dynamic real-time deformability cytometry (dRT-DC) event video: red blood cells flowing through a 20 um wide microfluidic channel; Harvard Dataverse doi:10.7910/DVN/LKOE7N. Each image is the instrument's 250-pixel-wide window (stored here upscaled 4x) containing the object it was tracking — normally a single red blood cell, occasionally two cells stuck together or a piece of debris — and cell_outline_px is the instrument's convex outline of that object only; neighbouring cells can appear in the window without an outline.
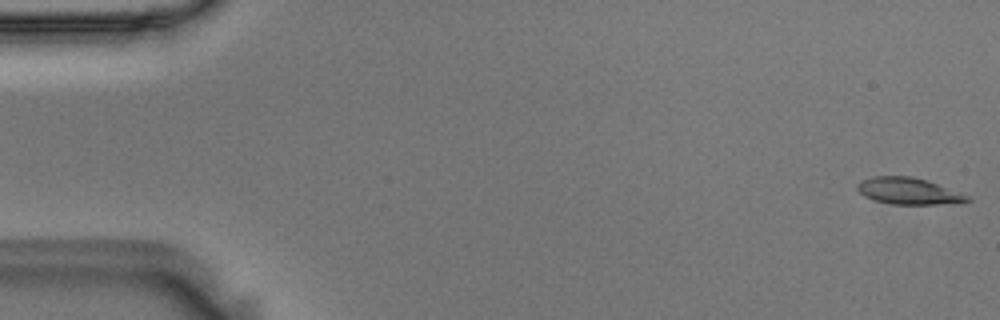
{"species": "Egyptian fruit bat (a non-hibernating species)", "species_latin": "Rousettus aegyptiacus", "temperature_condition": "room temperature", "stored_images_in_passage": 56, "camera_frame_rate_fps": 3000, "um_per_image_px": 0.085, "animal": {"sex": "male"}, "frame": {"image": 1, "passage_image": 1, "time_ms": 0.0, "image_size_px": [1000, 320], "cell_outline_px": [[972, 200], [956, 204], [892, 204], [872, 200], [864, 196], [856, 188], [856, 184], [872, 176], [912, 176], [928, 180], [968, 196]], "centroid_in_image_um": [77.22, 16.24], "position_along_channel_um": 7.8, "area_um2": 17.11}}
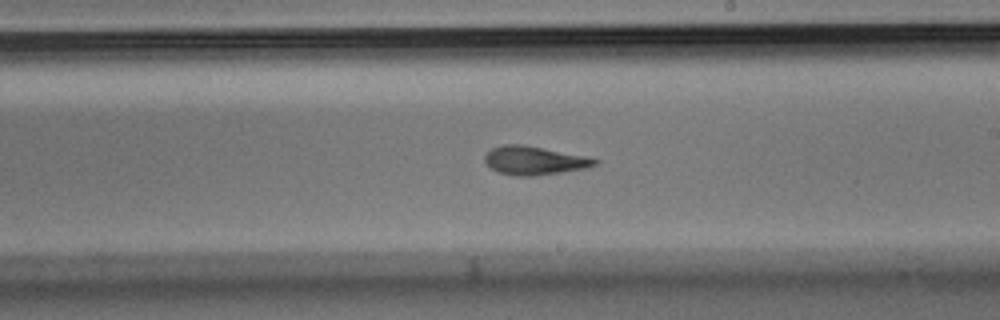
{"frame": {"image": 2, "passage_image": 32, "time_ms": 10.333, "image_size_px": [1000, 320], "cell_outline_px": [[600, 164], [584, 168], [560, 172], [532, 176], [516, 176], [500, 172], [492, 168], [484, 160], [484, 156], [492, 148], [504, 144], [520, 144], [584, 156], [600, 160]], "centroid_in_image_um": [45.42, 13.64], "position_along_channel_um": 243.6, "area_um2": 17.92}}
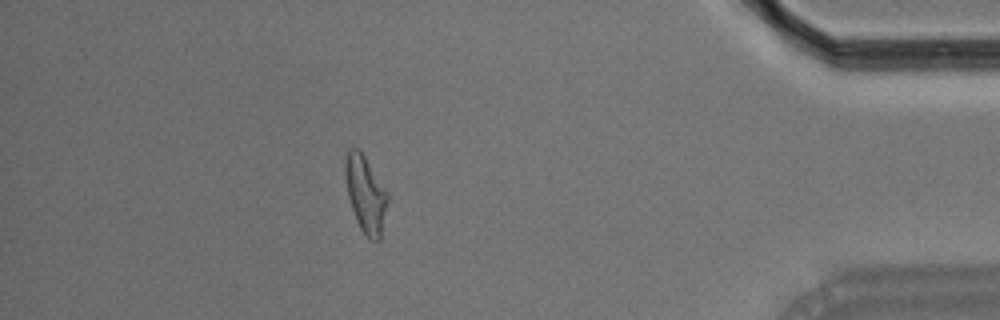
{"frame": {"image": 3, "passage_image": 49, "time_ms": 16.0, "image_size_px": [1000, 320], "cell_outline_px": [[388, 200], [380, 240], [372, 240], [360, 228], [356, 220], [348, 196], [344, 172], [344, 164], [348, 148], [360, 148], [388, 192]], "centroid_in_image_um": [31.07, 16.44], "position_along_channel_um": 404.1, "area_um2": 18.96}, "authors_computed_cell_mechanics": {"area_um2": 17.9758, "velocity_mm_per_s": 3.6225, "shape_relaxation_time_tau1_ms": 6.6354, "shape_relaxation_time_tau2_ms": 2.8281, "deformation_change_tau1": 0.1955, "deformation_change_tau2": 0.1195}}